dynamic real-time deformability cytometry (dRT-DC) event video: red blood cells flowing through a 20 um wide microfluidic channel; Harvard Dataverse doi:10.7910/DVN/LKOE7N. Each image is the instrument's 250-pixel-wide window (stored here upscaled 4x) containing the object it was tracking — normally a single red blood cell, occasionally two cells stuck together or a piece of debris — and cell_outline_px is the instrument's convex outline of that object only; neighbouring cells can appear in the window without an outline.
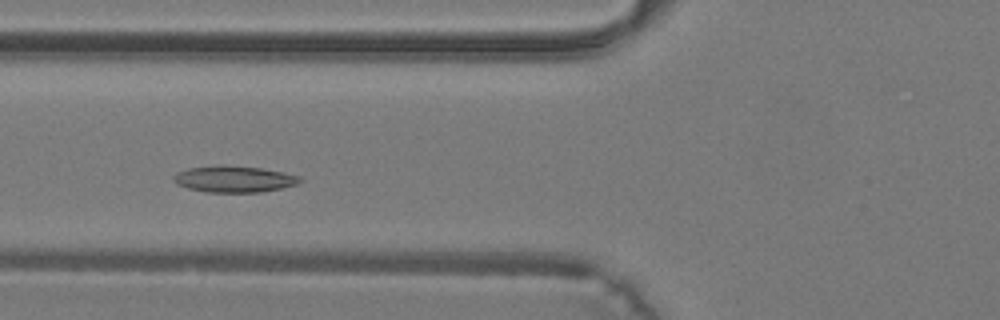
{"species": "common noctule bat (a hibernating species)", "species_latin": "Nyctalus noctula", "temperature_condition": "warm", "stored_images_in_passage": 35, "camera_frame_rate_fps": 3000, "um_per_image_px": 0.085, "animal": {"sex": "male", "body_mass_g": 19.2, "forearm_length_mm": 51.8}, "frame": {"image": 1, "passage_image": 9, "time_ms": 2.667, "image_size_px": [1000, 320], "cell_outline_px": [[304, 180], [296, 184], [280, 188], [260, 192], [208, 192], [188, 188], [176, 184], [172, 180], [172, 176], [176, 172], [188, 168], [220, 164], [224, 164], [260, 168], [300, 176]], "centroid_in_image_um": [19.84, 15.21], "position_along_channel_um": 106.0, "area_um2": 19.54}}
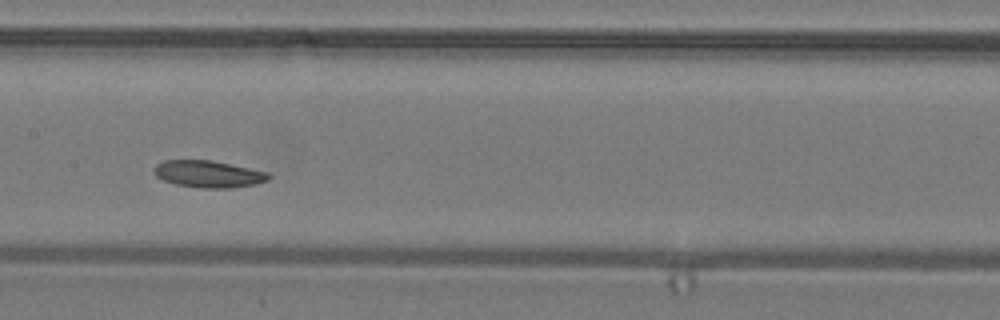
{"frame": {"image": 2, "passage_image": 14, "time_ms": 4.333, "image_size_px": [1000, 320], "cell_outline_px": [[272, 176], [268, 180], [256, 184], [232, 188], [200, 188], [176, 184], [164, 180], [156, 176], [152, 168], [156, 164], [164, 160], [212, 160], [268, 172]], "centroid_in_image_um": [17.72, 14.79], "position_along_channel_um": 189.7, "area_um2": 18.09}}
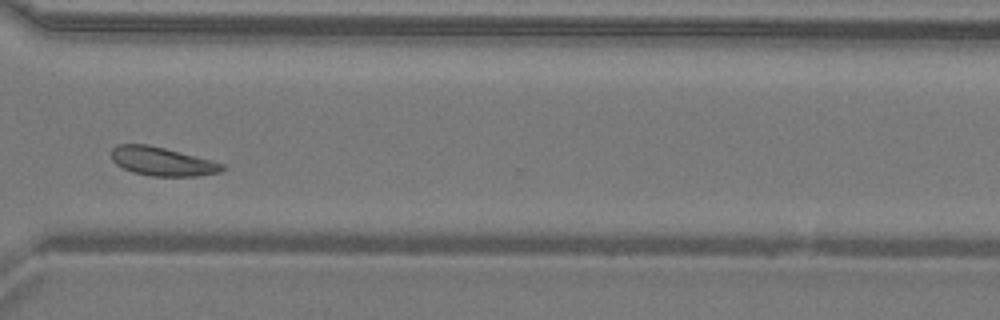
{"frame": {"image": 3, "passage_image": 24, "time_ms": 7.667, "image_size_px": [1000, 320], "cell_outline_px": [[228, 168], [220, 172], [196, 176], [152, 176], [132, 172], [116, 164], [112, 160], [112, 148], [120, 144], [148, 144], [212, 160], [224, 164]], "centroid_in_image_um": [13.81, 13.72], "position_along_channel_um": 356.8, "area_um2": 18.5}}